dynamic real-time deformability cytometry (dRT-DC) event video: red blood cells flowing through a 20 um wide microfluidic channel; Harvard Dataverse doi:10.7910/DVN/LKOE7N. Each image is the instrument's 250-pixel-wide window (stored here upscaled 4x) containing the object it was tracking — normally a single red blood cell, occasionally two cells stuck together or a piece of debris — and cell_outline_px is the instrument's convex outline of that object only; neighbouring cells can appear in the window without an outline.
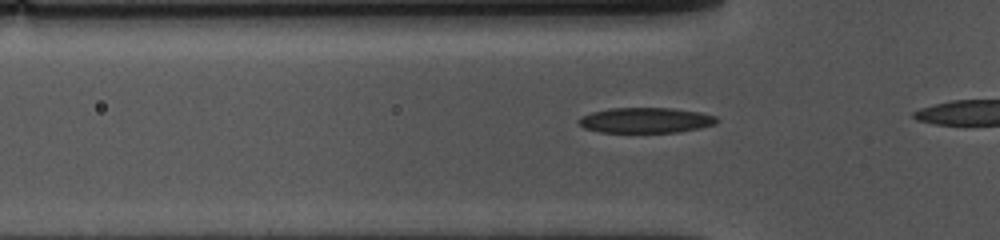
{"species": "common noctule bat (a hibernating species)", "species_latin": "Nyctalus noctula", "temperature_condition": "cold", "stored_images_in_passage": 8, "camera_frame_rate_fps": 3000, "um_per_image_px": 0.085, "animal": {"sex": "female", "body_mass_g": 10.0, "forearm_length_mm": 53.1}, "frame": {"image": 1, "passage_image": 5, "time_ms": 1.333, "image_size_px": [1000, 240], "cell_outline_px": [[720, 120], [716, 124], [700, 128], [680, 132], [600, 132], [584, 128], [576, 120], [580, 116], [592, 112], [612, 108], [672, 108], [700, 112], [716, 116]], "centroid_in_image_um": [54.9, 10.22], "position_along_channel_um": 70.9, "area_um2": 20.52}}